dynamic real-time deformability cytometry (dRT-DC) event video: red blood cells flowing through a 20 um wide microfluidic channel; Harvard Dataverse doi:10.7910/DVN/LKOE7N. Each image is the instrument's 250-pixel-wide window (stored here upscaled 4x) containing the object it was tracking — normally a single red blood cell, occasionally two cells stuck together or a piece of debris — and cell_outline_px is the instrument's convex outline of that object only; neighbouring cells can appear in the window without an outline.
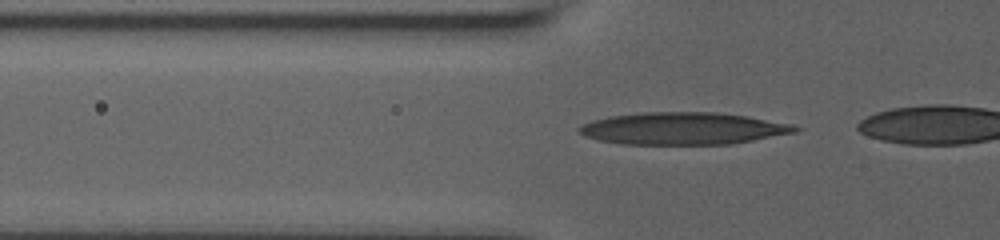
{"species": "human", "species_latin": "Homo sapiens", "temperature_condition": "room temperature", "stored_images_in_passage": 12, "camera_frame_rate_fps": 3000, "um_per_image_px": 0.085, "donor": {"sex": "male"}, "frame": {"image": 1, "passage_image": 2, "time_ms": 0.333, "image_size_px": [1000, 240], "cell_outline_px": [[800, 128], [796, 132], [752, 140], [728, 144], [624, 144], [600, 140], [588, 136], [580, 132], [580, 128], [584, 124], [592, 120], [608, 116], [636, 112], [716, 112], [748, 116], [792, 124]], "centroid_in_image_um": [58.08, 10.91], "position_along_channel_um": 67.7, "area_um2": 40.23}}
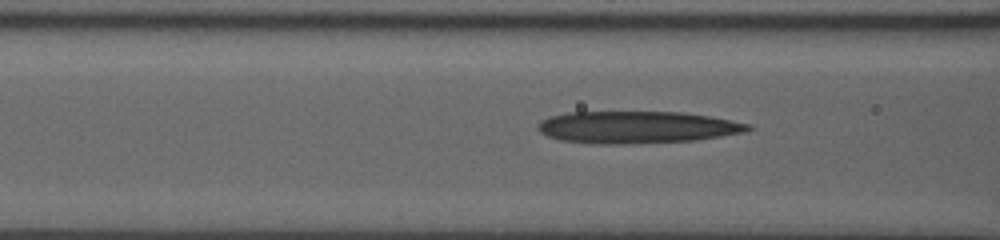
{"frame": {"image": 2, "passage_image": 5, "time_ms": 1.667, "image_size_px": [1000, 240], "cell_outline_px": [[752, 128], [744, 132], [696, 140], [624, 144], [596, 144], [560, 140], [548, 136], [540, 132], [540, 120], [548, 116], [568, 112], [680, 112], [708, 116], [752, 124]], "centroid_in_image_um": [54.12, 10.81], "position_along_channel_um": 112.5, "area_um2": 39.19}}
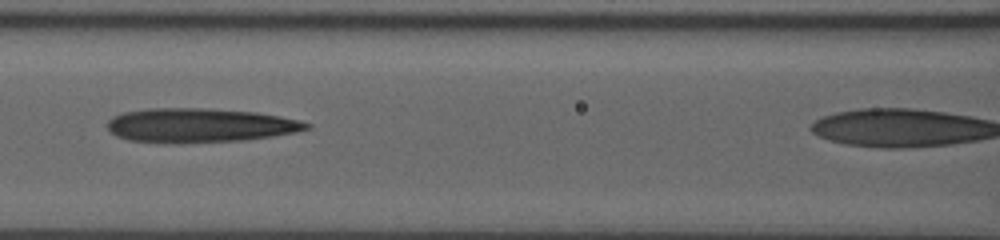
{"frame": {"image": 3, "passage_image": 8, "time_ms": 2.667, "image_size_px": [1000, 240], "cell_outline_px": [[312, 128], [296, 132], [272, 136], [240, 140], [128, 140], [116, 136], [108, 128], [108, 120], [112, 116], [124, 112], [148, 108], [208, 108], [256, 112], [280, 116], [300, 120], [312, 124]], "centroid_in_image_um": [17.05, 10.59], "position_along_channel_um": 149.6, "area_um2": 38.32}}